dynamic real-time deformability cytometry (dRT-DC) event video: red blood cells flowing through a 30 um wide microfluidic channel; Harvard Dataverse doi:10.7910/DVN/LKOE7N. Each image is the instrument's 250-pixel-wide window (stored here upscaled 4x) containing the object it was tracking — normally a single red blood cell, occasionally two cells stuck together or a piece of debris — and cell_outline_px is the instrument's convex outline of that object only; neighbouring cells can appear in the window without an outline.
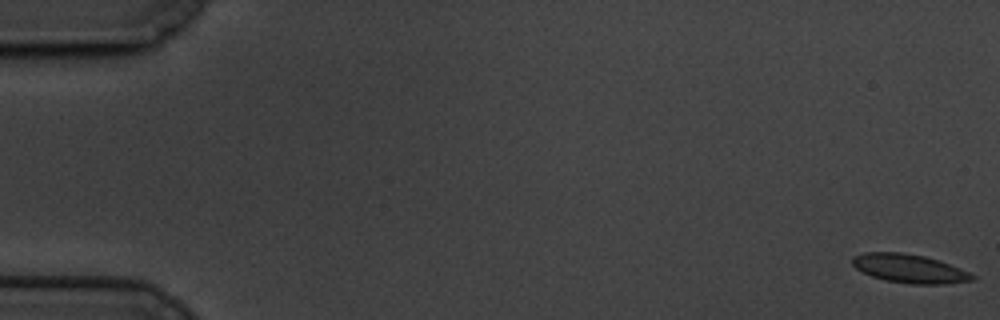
{"species": "common noctule bat (a hibernating species)", "species_latin": "Nyctalus noctula", "temperature_condition": "cold", "stored_images_in_passage": 56, "camera_frame_rate_fps": 3000, "um_per_image_px": 0.085, "animal": {"sex": "male", "body_mass_g": 19.5, "forearm_length_mm": 54.6}, "frame": {"image": 1, "passage_image": 1, "time_ms": 0.0, "image_size_px": [1000, 320], "cell_outline_px": [[976, 280], [944, 284], [908, 284], [884, 280], [872, 276], [856, 268], [852, 264], [852, 256], [864, 252], [904, 252], [924, 256], [960, 268], [976, 276]], "centroid_in_image_um": [77.29, 22.83], "position_along_channel_um": 7.7, "area_um2": 20.06}}
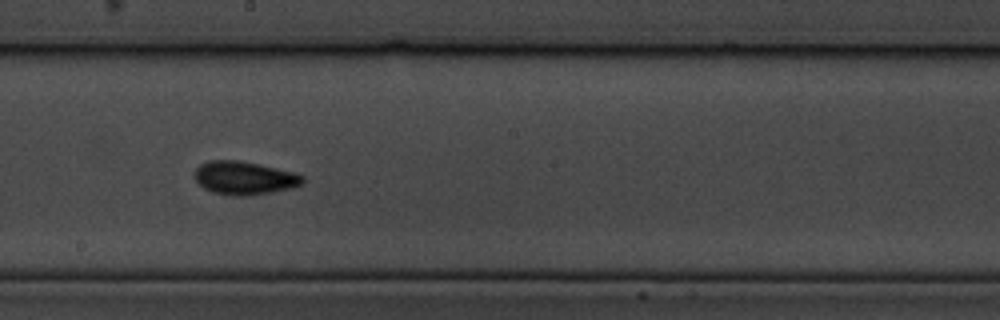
{"frame": {"image": 2, "passage_image": 34, "time_ms": 11.0, "image_size_px": [1000, 320], "cell_outline_px": [[304, 180], [300, 184], [292, 188], [252, 196], [232, 196], [212, 192], [204, 188], [192, 176], [192, 172], [200, 164], [208, 160], [240, 160], [260, 164], [296, 172], [304, 176]], "centroid_in_image_um": [20.75, 15.12], "position_along_channel_um": 227.5, "area_um2": 21.39}}
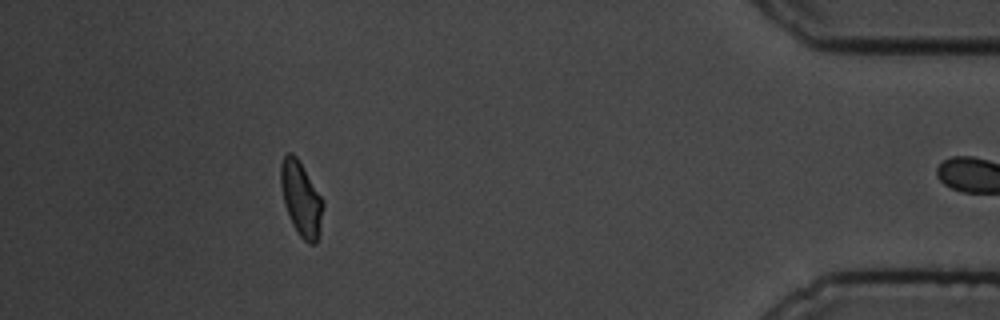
{"frame": {"image": 3, "passage_image": 55, "time_ms": 18.0, "image_size_px": [1000, 320], "cell_outline_px": [[324, 204], [316, 244], [308, 244], [300, 236], [292, 224], [288, 216], [284, 204], [280, 184], [280, 164], [284, 156], [288, 152], [292, 152], [296, 156], [324, 200]], "centroid_in_image_um": [25.57, 16.88], "position_along_channel_um": 409.6, "area_um2": 18.32}}